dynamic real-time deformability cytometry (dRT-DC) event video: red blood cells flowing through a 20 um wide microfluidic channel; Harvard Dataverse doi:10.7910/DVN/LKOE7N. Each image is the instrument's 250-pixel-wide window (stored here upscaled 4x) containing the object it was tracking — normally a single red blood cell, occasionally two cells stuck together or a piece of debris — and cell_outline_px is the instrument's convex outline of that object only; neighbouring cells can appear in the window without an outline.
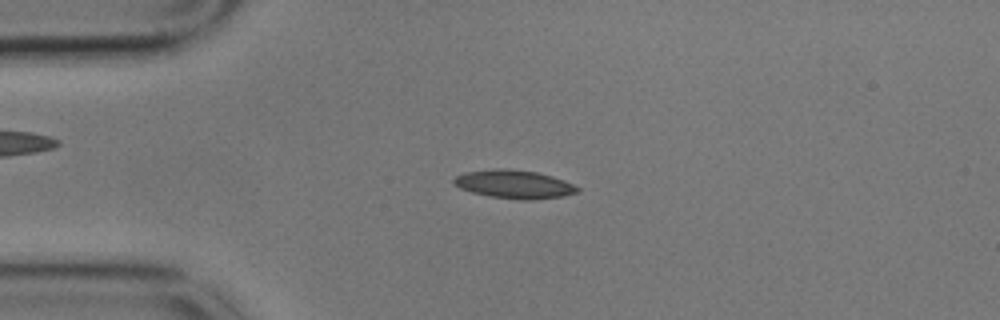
{"species": "common noctule bat (a hibernating species)", "species_latin": "Nyctalus noctula", "temperature_condition": "cold", "stored_images_in_passage": 56, "camera_frame_rate_fps": 3000, "um_per_image_px": 0.085, "animal": {"sex": "male", "body_mass_g": 17.9}, "frame": {"image": 1, "passage_image": 12, "time_ms": 3.667, "image_size_px": [1000, 320], "cell_outline_px": [[580, 192], [564, 196], [532, 200], [520, 200], [488, 196], [472, 192], [460, 188], [452, 184], [452, 180], [456, 176], [464, 172], [492, 168], [504, 168], [536, 172], [552, 176], [564, 180], [580, 188]], "centroid_in_image_um": [43.69, 15.66], "position_along_channel_um": 41.3, "area_um2": 20.69}}
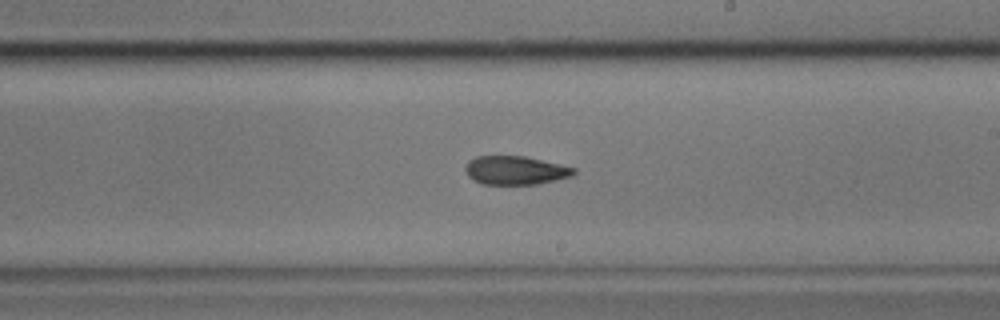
{"frame": {"image": 2, "passage_image": 31, "time_ms": 10.0, "image_size_px": [1000, 320], "cell_outline_px": [[576, 172], [572, 176], [556, 180], [536, 184], [484, 184], [472, 180], [468, 176], [464, 168], [468, 160], [476, 156], [524, 156], [560, 164], [576, 168]], "centroid_in_image_um": [43.79, 14.47], "position_along_channel_um": 245.2, "area_um2": 18.15}}
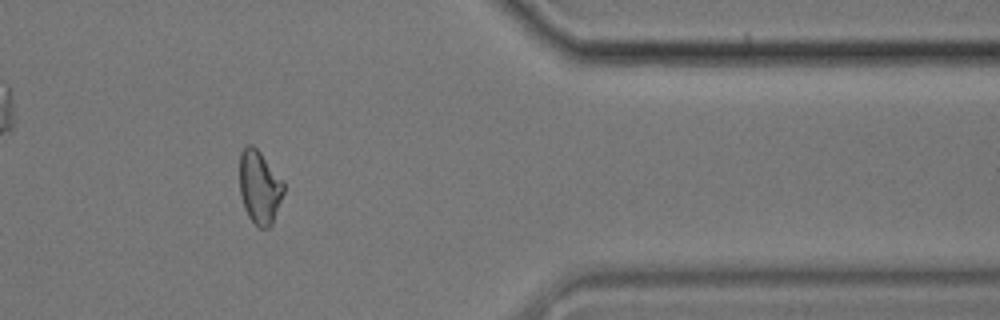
{"frame": {"image": 3, "passage_image": 45, "time_ms": 14.667, "image_size_px": [1000, 320], "cell_outline_px": [[284, 192], [272, 224], [268, 228], [260, 228], [248, 216], [244, 208], [240, 196], [240, 152], [244, 144], [252, 144], [260, 152], [284, 180]], "centroid_in_image_um": [22.06, 15.88], "position_along_channel_um": 389.3, "area_um2": 19.02}, "authors_computed_cell_mechanics": {"area_um2": 18.9873, "velocity_mm_per_s": 3.5571, "shape_relaxation_time_tau1_ms": null, "shape_relaxation_time_tau2_ms": 10.7634, "deformation_change_tau1": null, "deformation_change_tau2": 0.1778}}